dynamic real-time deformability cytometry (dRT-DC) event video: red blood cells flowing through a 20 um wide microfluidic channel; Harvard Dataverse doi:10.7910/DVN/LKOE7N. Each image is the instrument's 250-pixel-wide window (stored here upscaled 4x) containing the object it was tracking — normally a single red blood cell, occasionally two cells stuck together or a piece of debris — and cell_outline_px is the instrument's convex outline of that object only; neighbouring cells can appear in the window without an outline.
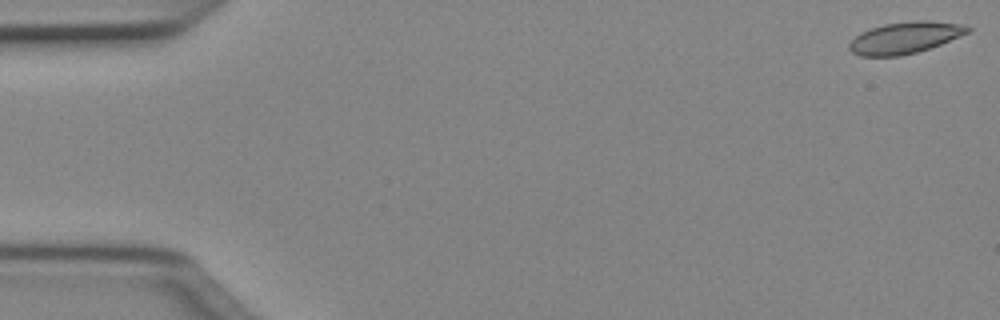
{"species": "Egyptian fruit bat (a non-hibernating species)", "species_latin": "Rousettus aegyptiacus", "temperature_condition": "cold", "stored_images_in_passage": 50, "camera_frame_rate_fps": 3000, "um_per_image_px": 0.085, "animal": {"sex": "female"}, "frame": {"image": 1, "passage_image": 1, "time_ms": 0.0, "image_size_px": [1000, 320], "cell_outline_px": [[972, 28], [968, 32], [940, 44], [916, 52], [900, 56], [860, 56], [852, 52], [848, 48], [848, 44], [860, 32], [884, 24], [912, 20], [928, 20], [960, 24]], "centroid_in_image_um": [76.88, 3.2], "position_along_channel_um": 8.1, "area_um2": 21.62}}
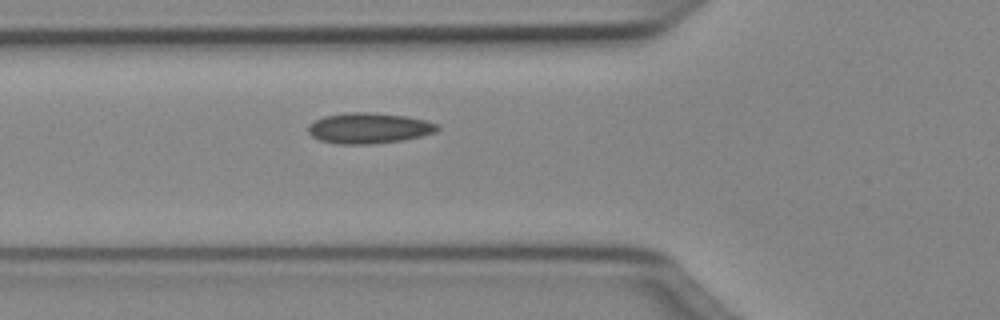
{"frame": {"image": 2, "passage_image": 18, "time_ms": 5.667, "image_size_px": [1000, 320], "cell_outline_px": [[440, 128], [436, 132], [404, 140], [372, 144], [336, 144], [320, 140], [312, 136], [308, 132], [308, 128], [316, 120], [324, 116], [348, 112], [372, 112], [408, 116], [440, 124]], "centroid_in_image_um": [31.4, 10.89], "position_along_channel_um": 94.4, "area_um2": 23.18}}
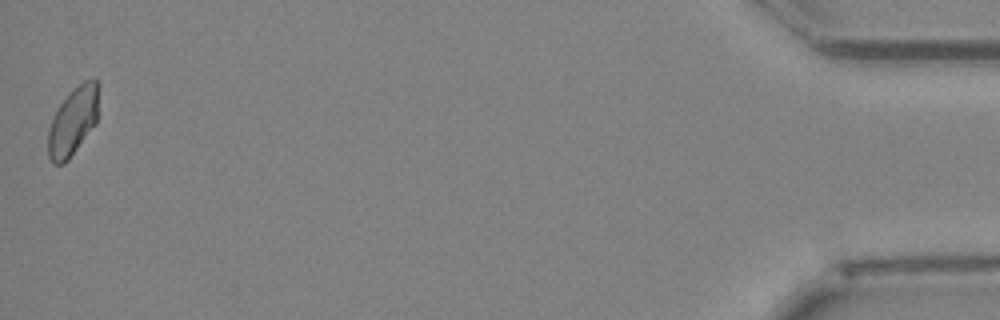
{"frame": {"image": 3, "passage_image": 50, "time_ms": 16.333, "image_size_px": [1000, 320], "cell_outline_px": [[100, 84], [96, 124], [68, 160], [64, 164], [52, 164], [48, 156], [48, 128], [56, 108], [84, 80], [96, 80]], "centroid_in_image_um": [6.21, 10.33], "position_along_channel_um": 429.0, "area_um2": 20.11}, "authors_computed_cell_mechanics": {"area_um2": 21.386, "velocity_mm_per_s": 4.026, "shape_relaxation_time_tau1_ms": null, "shape_relaxation_time_tau2_ms": 9.1588, "deformation_change_tau1": null, "deformation_change_tau2": 0.1119}}